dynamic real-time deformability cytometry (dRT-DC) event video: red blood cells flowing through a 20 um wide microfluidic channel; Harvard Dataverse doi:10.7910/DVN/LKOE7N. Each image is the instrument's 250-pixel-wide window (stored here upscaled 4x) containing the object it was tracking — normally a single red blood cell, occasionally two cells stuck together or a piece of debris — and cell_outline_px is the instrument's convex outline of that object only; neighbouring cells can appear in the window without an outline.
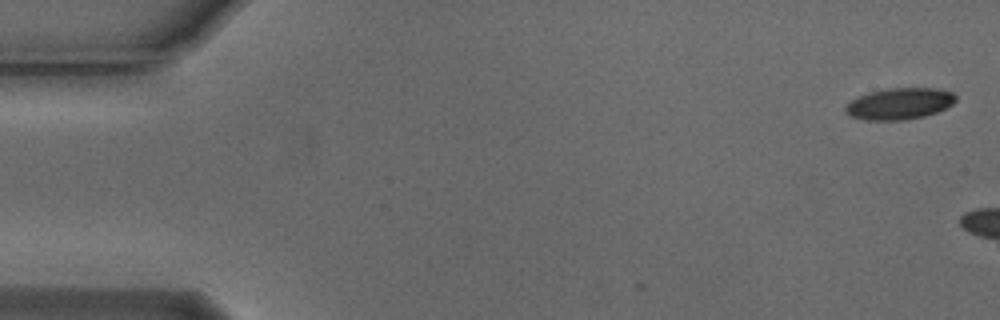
{"species": "Egyptian fruit bat (a non-hibernating species)", "species_latin": "Rousettus aegyptiacus", "temperature_condition": "cold", "stored_images_in_passage": 2, "camera_frame_rate_fps": 3000, "um_per_image_px": 0.085, "animal": {"sex": "male"}, "frame": {"image": 1, "passage_image": 1, "time_ms": 0.0, "image_size_px": [1000, 320], "cell_outline_px": [[956, 100], [952, 104], [936, 112], [924, 116], [904, 120], [868, 120], [852, 116], [844, 112], [844, 108], [852, 100], [868, 92], [892, 88], [936, 88], [952, 92], [956, 96]], "centroid_in_image_um": [76.46, 8.81], "position_along_channel_um": 8.5, "area_um2": 20.0}}